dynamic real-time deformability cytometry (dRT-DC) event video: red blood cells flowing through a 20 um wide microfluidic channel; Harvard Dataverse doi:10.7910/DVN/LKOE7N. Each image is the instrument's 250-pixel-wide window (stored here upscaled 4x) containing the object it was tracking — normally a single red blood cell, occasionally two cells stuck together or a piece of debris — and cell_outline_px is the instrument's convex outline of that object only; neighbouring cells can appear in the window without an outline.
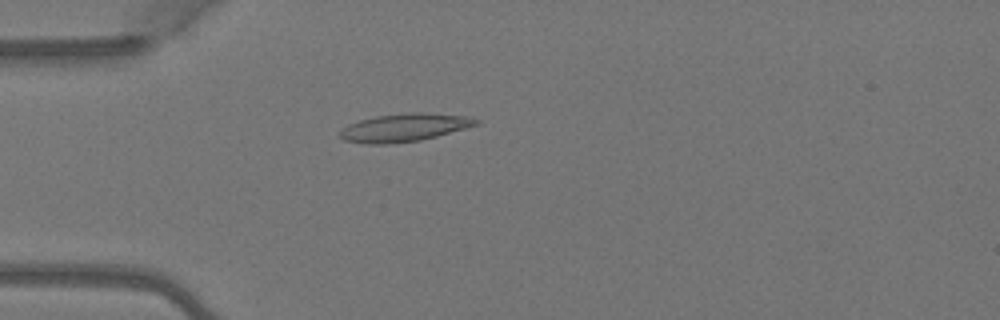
{"species": "Egyptian fruit bat (a non-hibernating species)", "species_latin": "Rousettus aegyptiacus", "temperature_condition": "warm", "stored_images_in_passage": 1, "camera_frame_rate_fps": 3000, "um_per_image_px": 0.085, "animal": {"sex": "female"}, "frame": {"image": 1, "passage_image": 1, "time_ms": 0.0, "image_size_px": [1000, 320], "cell_outline_px": [[480, 120], [476, 124], [464, 128], [436, 136], [420, 140], [388, 144], [368, 144], [344, 140], [340, 136], [340, 132], [348, 124], [360, 120], [376, 116], [408, 112], [420, 112], [468, 116]], "centroid_in_image_um": [34.34, 10.84], "position_along_channel_um": 50.7, "area_um2": 21.91}}